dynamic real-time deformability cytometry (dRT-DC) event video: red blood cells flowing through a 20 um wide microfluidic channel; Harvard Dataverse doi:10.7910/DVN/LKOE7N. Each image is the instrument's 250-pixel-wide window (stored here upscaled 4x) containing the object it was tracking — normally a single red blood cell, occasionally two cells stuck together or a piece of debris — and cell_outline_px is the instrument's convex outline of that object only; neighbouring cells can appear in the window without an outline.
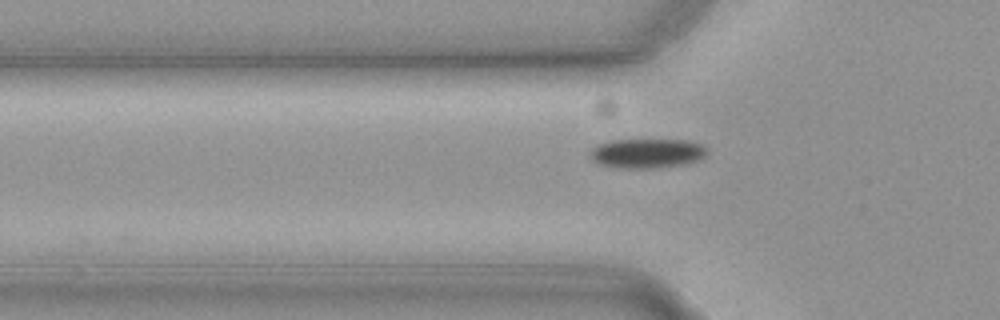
{"species": "common noctule bat (a hibernating species)", "species_latin": "Nyctalus noctula", "temperature_condition": "cold", "stored_images_in_passage": 31, "camera_frame_rate_fps": 3000, "um_per_image_px": 0.085, "animal": {"sex": "female", "body_mass_g": 19.3, "forearm_length_mm": 54.1}, "frame": {"image": 1, "passage_image": 5, "time_ms": 1.333, "image_size_px": [1000, 320], "cell_outline_px": [[708, 152], [700, 160], [684, 164], [660, 168], [616, 168], [600, 164], [592, 160], [588, 152], [596, 144], [608, 140], [688, 140], [700, 144], [708, 148]], "centroid_in_image_um": [54.98, 13.03], "position_along_channel_um": 70.8, "area_um2": 20.46}}
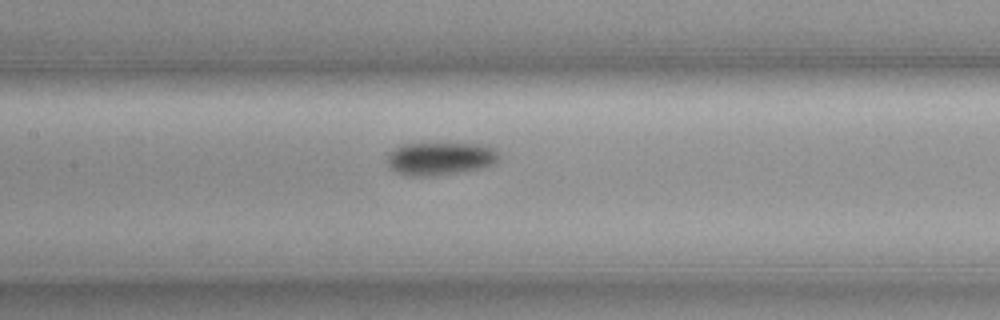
{"frame": {"image": 2, "passage_image": 13, "time_ms": 4.0, "image_size_px": [1000, 320], "cell_outline_px": [[500, 160], [492, 164], [480, 168], [432, 176], [412, 176], [396, 172], [388, 164], [388, 156], [396, 148], [404, 144], [484, 144], [496, 148], [500, 156]], "centroid_in_image_um": [37.48, 13.47], "position_along_channel_um": 169.9, "area_um2": 21.15}}
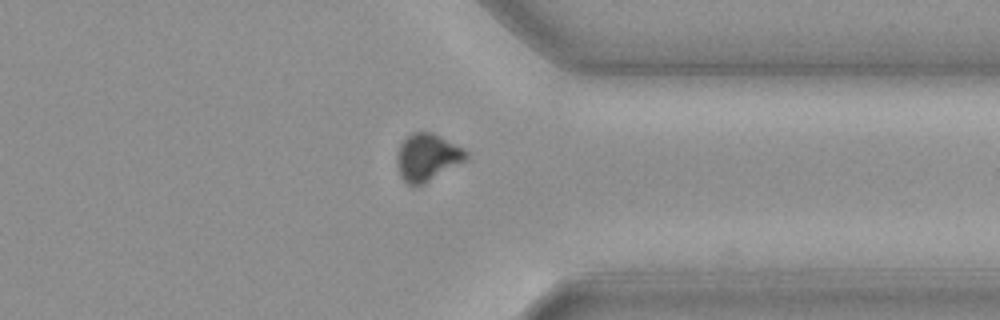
{"frame": {"image": 3, "passage_image": 30, "time_ms": 9.667, "image_size_px": [1000, 320], "cell_outline_px": [[468, 160], [420, 184], [408, 184], [400, 176], [396, 164], [396, 152], [400, 144], [412, 132], [432, 132], [464, 148], [468, 152]], "centroid_in_image_um": [36.32, 13.34], "position_along_channel_um": 375.1, "area_um2": 18.9}}